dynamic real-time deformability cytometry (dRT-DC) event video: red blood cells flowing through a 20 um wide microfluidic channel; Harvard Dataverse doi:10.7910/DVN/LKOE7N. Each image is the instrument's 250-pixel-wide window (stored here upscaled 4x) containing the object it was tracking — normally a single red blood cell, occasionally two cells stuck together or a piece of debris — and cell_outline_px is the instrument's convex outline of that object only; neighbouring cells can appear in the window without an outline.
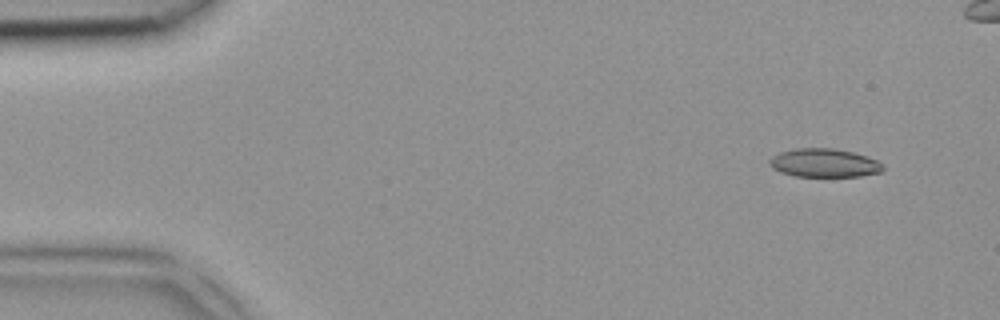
{"species": "common noctule bat (a hibernating species)", "species_latin": "Nyctalus noctula", "temperature_condition": "room temperature", "stored_images_in_passage": 3, "camera_frame_rate_fps": 3000, "um_per_image_px": 0.085, "animal": {"sex": "female", "body_mass_g": 18.4}, "frame": {"image": 1, "passage_image": 1, "time_ms": 0.0, "image_size_px": [1000, 320], "cell_outline_px": [[884, 168], [880, 172], [860, 176], [796, 176], [780, 172], [772, 168], [768, 164], [768, 160], [772, 156], [780, 152], [796, 148], [832, 148], [852, 152], [868, 156], [876, 160]], "centroid_in_image_um": [70.01, 13.84], "position_along_channel_um": 15.0, "area_um2": 18.79}}